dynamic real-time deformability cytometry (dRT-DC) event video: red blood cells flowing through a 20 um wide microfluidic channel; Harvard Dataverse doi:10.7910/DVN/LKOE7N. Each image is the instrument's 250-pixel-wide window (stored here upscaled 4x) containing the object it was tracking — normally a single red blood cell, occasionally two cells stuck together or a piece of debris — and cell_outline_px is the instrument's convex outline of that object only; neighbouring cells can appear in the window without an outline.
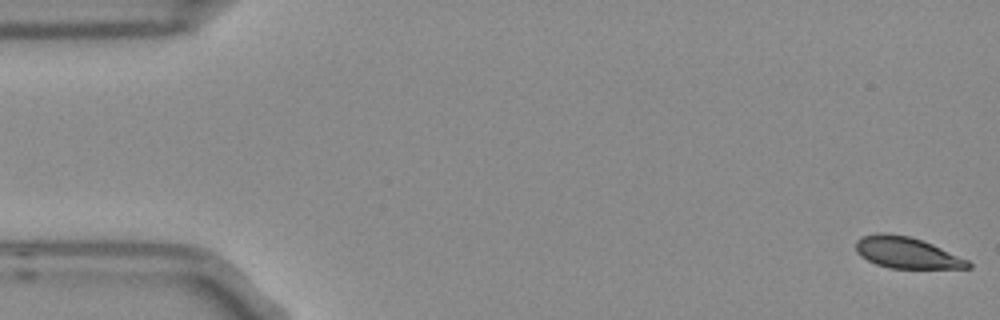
{"species": "Egyptian fruit bat (a non-hibernating species)", "species_latin": "Rousettus aegyptiacus", "temperature_condition": "room temperature", "stored_images_in_passage": 5, "camera_frame_rate_fps": 3000, "um_per_image_px": 0.085, "frame": {"image": 1, "passage_image": 1, "time_ms": 0.0, "image_size_px": [1000, 320], "cell_outline_px": [[972, 268], [892, 268], [876, 264], [860, 256], [856, 252], [856, 240], [860, 236], [876, 232], [884, 232], [908, 236], [932, 244], [968, 260], [972, 264]], "centroid_in_image_um": [77.03, 21.47], "position_along_channel_um": 8.0, "area_um2": 20.4}}
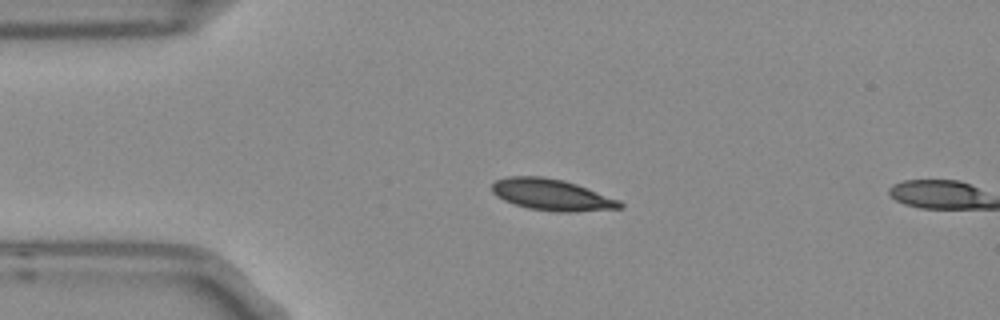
{"frame": {"image": 2, "passage_image": 4, "time_ms": 1.0, "image_size_px": [1000, 320], "cell_outline_px": [[624, 208], [576, 212], [556, 212], [528, 208], [504, 200], [496, 196], [492, 192], [492, 184], [496, 180], [508, 176], [540, 176], [564, 180], [576, 184], [620, 200], [624, 204]], "centroid_in_image_um": [46.92, 16.56], "position_along_channel_um": 38.1, "area_um2": 23.47}}